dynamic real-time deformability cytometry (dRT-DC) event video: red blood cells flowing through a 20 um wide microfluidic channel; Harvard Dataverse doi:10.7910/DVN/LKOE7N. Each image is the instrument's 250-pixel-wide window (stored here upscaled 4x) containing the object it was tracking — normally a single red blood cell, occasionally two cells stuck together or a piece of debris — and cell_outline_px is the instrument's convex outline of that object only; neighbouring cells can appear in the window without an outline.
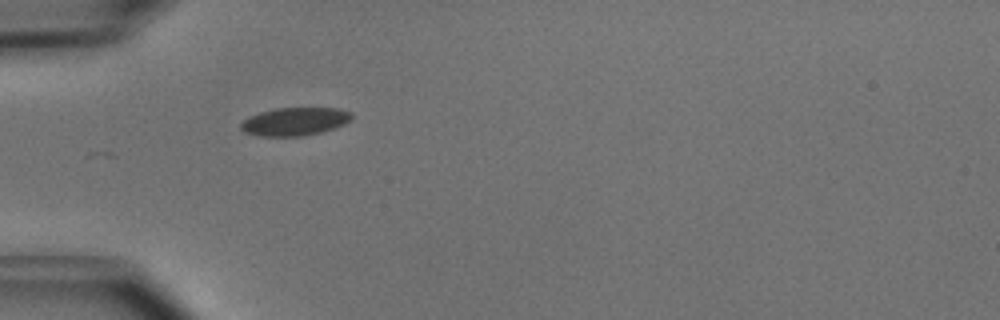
{"species": "common noctule bat (a hibernating species)", "species_latin": "Nyctalus noctula", "temperature_condition": "cold", "stored_images_in_passage": 3, "camera_frame_rate_fps": 3000, "um_per_image_px": 0.085, "animal": {"sex": "male", "body_mass_g": 15.6}, "frame": {"image": 1, "passage_image": 1, "time_ms": 0.0, "image_size_px": [1000, 320], "cell_outline_px": [[352, 120], [344, 124], [320, 132], [300, 136], [260, 136], [244, 132], [240, 128], [240, 124], [248, 116], [260, 112], [276, 108], [336, 108], [352, 112]], "centroid_in_image_um": [25.04, 10.32], "position_along_channel_um": 60.0, "area_um2": 18.09}}